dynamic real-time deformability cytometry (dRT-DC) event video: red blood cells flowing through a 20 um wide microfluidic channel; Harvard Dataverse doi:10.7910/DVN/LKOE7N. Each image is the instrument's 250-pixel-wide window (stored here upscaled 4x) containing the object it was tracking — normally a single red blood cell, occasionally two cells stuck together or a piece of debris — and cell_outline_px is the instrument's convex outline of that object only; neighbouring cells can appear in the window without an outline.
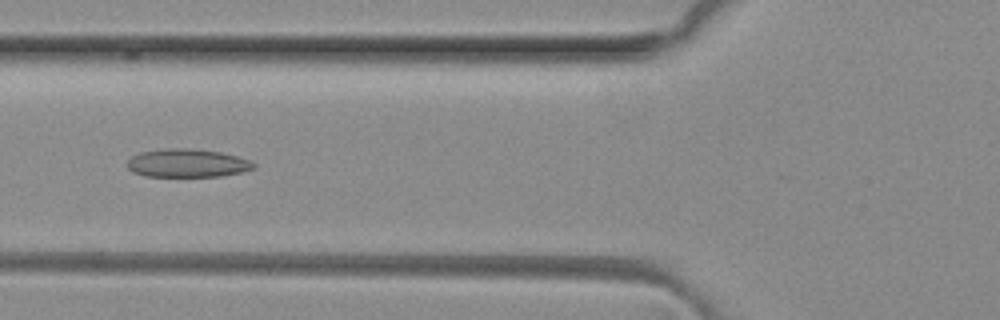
{"species": "common noctule bat (a hibernating species)", "species_latin": "Nyctalus noctula", "temperature_condition": "room temperature", "stored_images_in_passage": 4, "camera_frame_rate_fps": 3000, "um_per_image_px": 0.085, "animal": {"sex": "female", "body_mass_g": 29.2, "forearm_length_mm": 56.3}, "frame": {"image": 1, "passage_image": 4, "time_ms": 1.0, "image_size_px": [1000, 320], "cell_outline_px": [[256, 168], [240, 172], [220, 176], [144, 176], [132, 172], [128, 168], [128, 160], [132, 156], [140, 152], [164, 148], [188, 148], [220, 152], [252, 160], [256, 164]], "centroid_in_image_um": [15.92, 13.86], "position_along_channel_um": 109.9, "area_um2": 20.87}}